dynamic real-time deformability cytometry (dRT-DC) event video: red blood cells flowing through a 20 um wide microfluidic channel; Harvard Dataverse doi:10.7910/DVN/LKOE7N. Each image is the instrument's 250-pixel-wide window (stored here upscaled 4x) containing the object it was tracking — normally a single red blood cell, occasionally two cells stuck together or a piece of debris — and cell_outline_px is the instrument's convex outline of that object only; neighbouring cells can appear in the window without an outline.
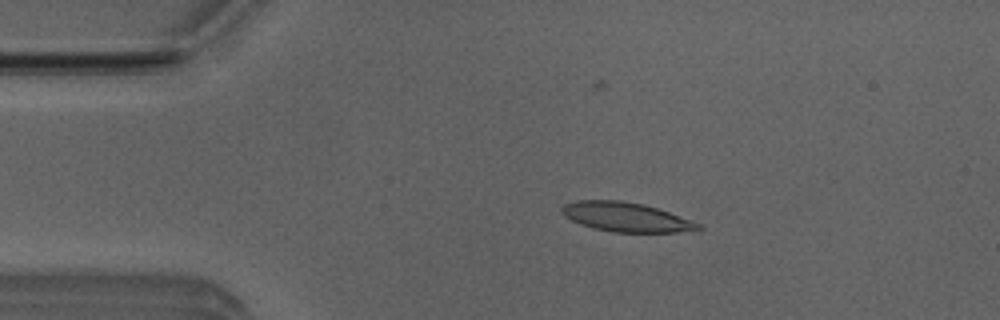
{"species": "Egyptian fruit bat (a non-hibernating species)", "species_latin": "Rousettus aegyptiacus", "temperature_condition": "room temperature", "stored_images_in_passage": 53, "camera_frame_rate_fps": 3000, "um_per_image_px": 0.085, "animal": {"sex": "male"}, "frame": {"image": 1, "passage_image": 9, "time_ms": 2.667, "image_size_px": [1000, 320], "cell_outline_px": [[704, 228], [700, 232], [612, 232], [592, 228], [580, 224], [564, 216], [560, 212], [560, 208], [564, 204], [576, 200], [620, 200], [644, 204], [668, 212], [700, 224]], "centroid_in_image_um": [53.21, 18.46], "position_along_channel_um": 31.8, "area_um2": 23.52}}
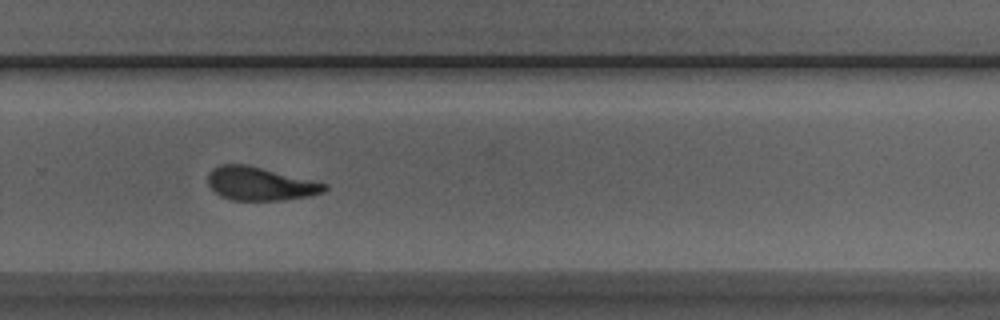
{"frame": {"image": 2, "passage_image": 34, "time_ms": 11.0, "image_size_px": [1000, 320], "cell_outline_px": [[328, 188], [324, 192], [308, 196], [280, 200], [232, 200], [220, 196], [208, 184], [208, 172], [212, 168], [220, 164], [248, 164], [328, 184]], "centroid_in_image_um": [22.09, 15.6], "position_along_channel_um": 307.7, "area_um2": 22.72}}
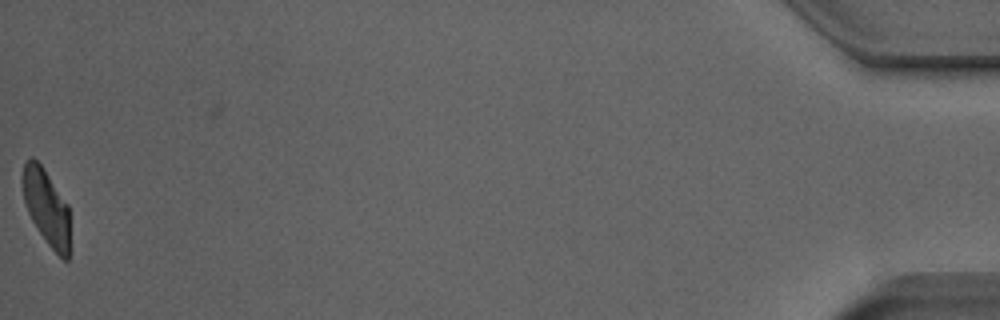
{"frame": {"image": 3, "passage_image": 52, "time_ms": 17.0, "image_size_px": [1000, 320], "cell_outline_px": [[68, 260], [64, 260], [48, 244], [32, 220], [28, 212], [24, 200], [20, 180], [24, 164], [32, 156], [40, 164], [68, 204]], "centroid_in_image_um": [3.9, 17.56], "position_along_channel_um": 431.3, "area_um2": 20.46}, "authors_computed_cell_mechanics": {"area_um2": 23.5246, "velocity_mm_per_s": 3.8367, "shape_relaxation_time_tau1_ms": 5.0417, "shape_relaxation_time_tau2_ms": 1.9724, "deformation_change_tau1": 0.1666, "deformation_change_tau2": 0.1027}}